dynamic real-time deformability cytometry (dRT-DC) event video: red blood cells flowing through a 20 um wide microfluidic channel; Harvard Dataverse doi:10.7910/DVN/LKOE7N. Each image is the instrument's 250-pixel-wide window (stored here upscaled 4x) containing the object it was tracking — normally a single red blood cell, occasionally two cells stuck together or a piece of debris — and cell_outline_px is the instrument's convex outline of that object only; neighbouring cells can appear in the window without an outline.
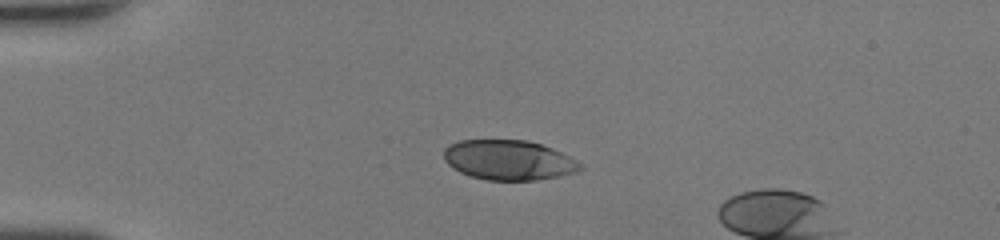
{"species": "human", "species_latin": "Homo sapiens", "temperature_condition": "room temperature", "stored_images_in_passage": 4, "camera_frame_rate_fps": 3000, "um_per_image_px": 0.085, "donor": {"sex": "female"}, "frame": {"image": 1, "passage_image": 1, "time_ms": 0.0, "image_size_px": [1000, 240], "cell_outline_px": [[584, 168], [576, 172], [536, 180], [488, 180], [472, 176], [460, 172], [452, 168], [444, 160], [444, 148], [448, 144], [460, 140], [528, 140], [552, 148], [576, 160]], "centroid_in_image_um": [43.2, 13.6], "position_along_channel_um": 41.8, "area_um2": 31.62}}